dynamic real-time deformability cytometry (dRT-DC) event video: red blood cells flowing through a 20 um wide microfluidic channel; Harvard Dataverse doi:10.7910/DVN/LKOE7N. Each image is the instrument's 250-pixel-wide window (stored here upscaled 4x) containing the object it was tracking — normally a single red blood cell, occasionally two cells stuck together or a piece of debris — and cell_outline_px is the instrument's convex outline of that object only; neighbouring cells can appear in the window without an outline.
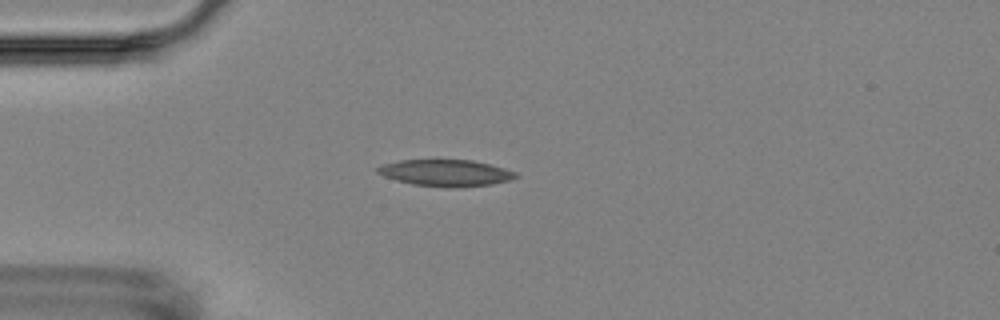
{"species": "Egyptian fruit bat (a non-hibernating species)", "species_latin": "Rousettus aegyptiacus", "temperature_condition": "room temperature", "stored_images_in_passage": 8, "camera_frame_rate_fps": 3000, "um_per_image_px": 0.085, "animal": {"sex": "female"}, "frame": {"image": 1, "passage_image": 3, "time_ms": 2.333, "image_size_px": [1000, 320], "cell_outline_px": [[520, 176], [508, 180], [492, 184], [456, 188], [448, 188], [412, 184], [396, 180], [384, 176], [376, 172], [376, 168], [380, 164], [400, 160], [472, 160], [504, 168], [516, 172]], "centroid_in_image_um": [37.86, 14.7], "position_along_channel_um": 47.1, "area_um2": 21.5}}
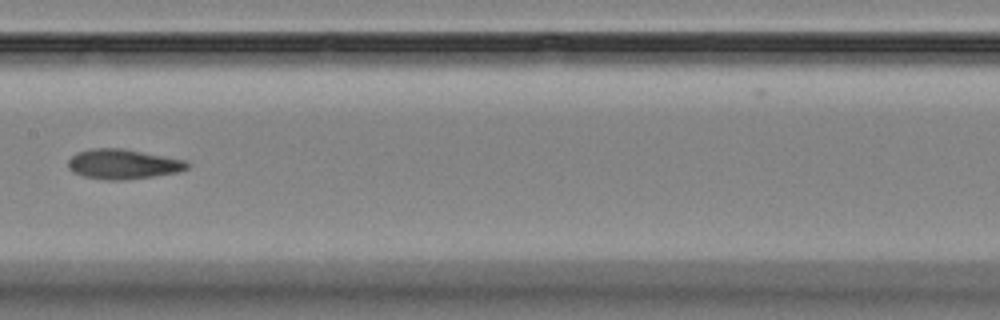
{"frame": {"image": 2, "passage_image": 7, "time_ms": 7.0, "image_size_px": [1000, 320], "cell_outline_px": [[192, 164], [188, 168], [176, 172], [152, 176], [124, 180], [104, 180], [84, 176], [72, 172], [68, 168], [68, 160], [76, 152], [92, 148], [120, 148], [188, 160]], "centroid_in_image_um": [10.46, 13.95], "position_along_channel_um": 196.9, "area_um2": 20.81}}
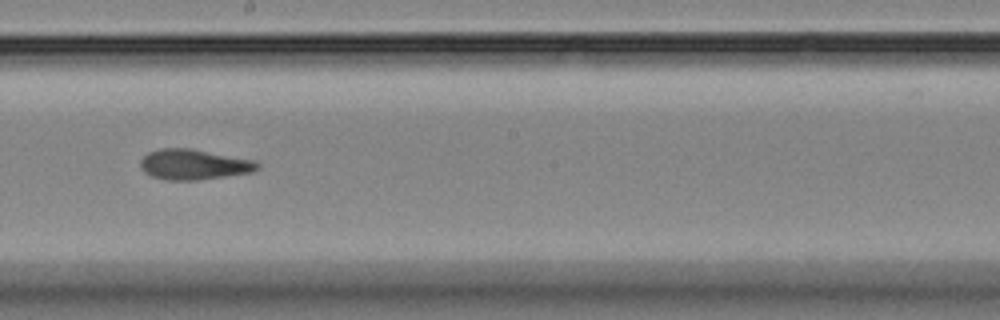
{"frame": {"image": 3, "passage_image": 8, "time_ms": 8.0, "image_size_px": [1000, 320], "cell_outline_px": [[260, 168], [252, 172], [196, 180], [168, 180], [152, 176], [144, 172], [140, 168], [140, 160], [148, 152], [160, 148], [192, 148], [256, 160], [260, 164]], "centroid_in_image_um": [16.48, 13.96], "position_along_channel_um": 231.7, "area_um2": 20.87}}